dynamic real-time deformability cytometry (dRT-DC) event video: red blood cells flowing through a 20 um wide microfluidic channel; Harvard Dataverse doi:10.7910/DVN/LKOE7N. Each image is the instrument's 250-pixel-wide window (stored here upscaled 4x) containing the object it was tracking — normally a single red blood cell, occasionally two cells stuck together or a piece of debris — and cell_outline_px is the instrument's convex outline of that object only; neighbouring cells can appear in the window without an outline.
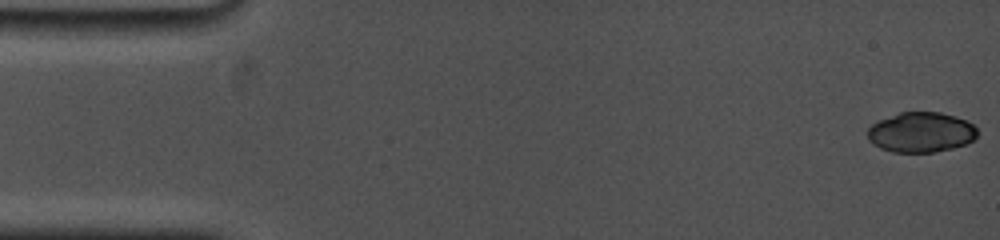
{"species": "common noctule bat (a hibernating species)", "species_latin": "Nyctalus noctula", "temperature_condition": "cold", "stored_images_in_passage": 16, "camera_frame_rate_fps": 5000, "um_per_image_px": 0.085, "animal": {"sex": "female", "body_mass_g": 19.0, "forearm_length_mm": 53.3}, "frame": {"image": 1, "passage_image": 1, "time_ms": 0.0, "image_size_px": [1000, 240], "cell_outline_px": [[976, 136], [972, 140], [964, 144], [952, 148], [932, 152], [892, 152], [880, 148], [872, 144], [868, 140], [868, 128], [876, 120], [900, 112], [940, 112], [956, 116], [972, 124], [976, 128]], "centroid_in_image_um": [78.23, 11.23], "position_along_channel_um": 6.8, "area_um2": 25.66}}
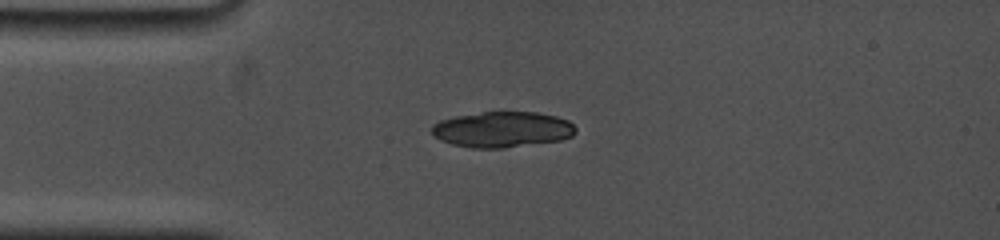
{"frame": {"image": 2, "passage_image": 14, "time_ms": 4.0, "image_size_px": [1000, 240], "cell_outline_px": [[576, 132], [572, 136], [560, 140], [504, 148], [472, 148], [452, 144], [440, 140], [432, 136], [432, 124], [440, 120], [456, 116], [484, 112], [536, 112], [556, 116], [568, 120], [576, 128]], "centroid_in_image_um": [42.68, 11.01], "position_along_channel_um": 42.3, "area_um2": 30.0}}